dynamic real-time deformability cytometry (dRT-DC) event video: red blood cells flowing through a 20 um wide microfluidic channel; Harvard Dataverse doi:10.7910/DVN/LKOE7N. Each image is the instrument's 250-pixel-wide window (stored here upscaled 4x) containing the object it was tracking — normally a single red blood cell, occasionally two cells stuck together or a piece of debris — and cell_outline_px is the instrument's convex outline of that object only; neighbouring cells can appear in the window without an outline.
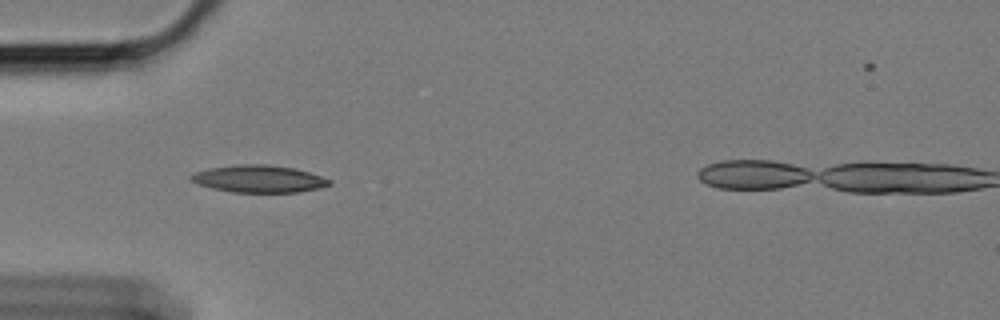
{"species": "Egyptian fruit bat (a non-hibernating species)", "species_latin": "Rousettus aegyptiacus", "temperature_condition": "cold", "stored_images_in_passage": 4, "camera_frame_rate_fps": 3000, "um_per_image_px": 0.085, "animal": {"sex": "female"}, "frame": {"image": 1, "passage_image": 1, "time_ms": 0.0, "image_size_px": [1000, 320], "cell_outline_px": [[332, 184], [320, 188], [300, 192], [232, 192], [212, 188], [188, 180], [188, 176], [196, 172], [208, 168], [236, 164], [268, 164], [296, 168], [332, 180]], "centroid_in_image_um": [22.0, 15.19], "position_along_channel_um": 63.0, "area_um2": 22.14}}